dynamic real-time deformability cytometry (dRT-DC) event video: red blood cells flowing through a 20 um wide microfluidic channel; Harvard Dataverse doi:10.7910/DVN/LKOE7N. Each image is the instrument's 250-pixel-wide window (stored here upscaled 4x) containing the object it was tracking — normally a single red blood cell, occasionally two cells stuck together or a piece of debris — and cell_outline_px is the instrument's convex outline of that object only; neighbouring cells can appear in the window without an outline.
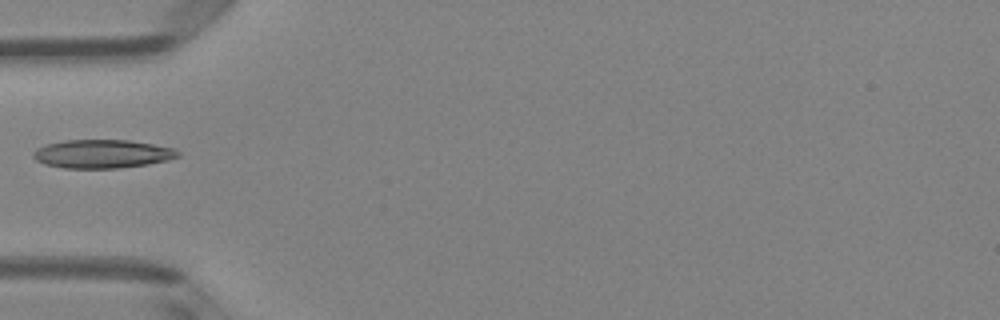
{"species": "Egyptian fruit bat (a non-hibernating species)", "species_latin": "Rousettus aegyptiacus", "temperature_condition": "room temperature", "stored_images_in_passage": 12, "camera_frame_rate_fps": 3000, "um_per_image_px": 0.085, "animal": {"sex": "female"}, "frame": {"image": 1, "passage_image": 1, "time_ms": 0.0, "image_size_px": [1000, 320], "cell_outline_px": [[180, 156], [168, 160], [148, 164], [116, 168], [64, 168], [44, 164], [36, 160], [32, 156], [32, 152], [36, 148], [44, 144], [64, 140], [128, 140], [152, 144], [172, 148], [180, 152]], "centroid_in_image_um": [8.65, 13.08], "position_along_channel_um": 76.4, "area_um2": 24.1}}